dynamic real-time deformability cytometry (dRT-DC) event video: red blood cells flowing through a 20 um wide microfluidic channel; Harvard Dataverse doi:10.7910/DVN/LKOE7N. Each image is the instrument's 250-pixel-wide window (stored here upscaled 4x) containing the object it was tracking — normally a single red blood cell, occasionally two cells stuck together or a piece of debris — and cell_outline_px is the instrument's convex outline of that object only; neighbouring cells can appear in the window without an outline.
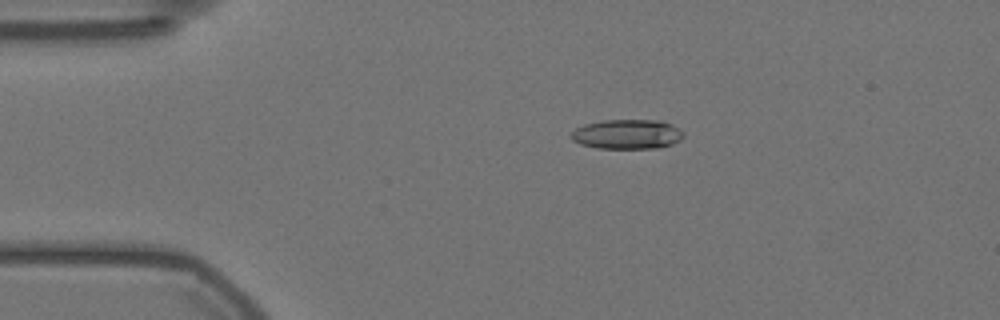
{"species": "Egyptian fruit bat (a non-hibernating species)", "species_latin": "Rousettus aegyptiacus", "temperature_condition": "warm", "stored_images_in_passage": 56, "camera_frame_rate_fps": 3000, "um_per_image_px": 0.085, "animal": {"sex": "female"}, "frame": {"image": 1, "passage_image": 10, "time_ms": 3.0, "image_size_px": [1000, 320], "cell_outline_px": [[684, 136], [680, 140], [672, 144], [656, 148], [596, 148], [580, 144], [572, 140], [568, 136], [576, 128], [584, 124], [604, 120], [660, 120], [672, 124], [684, 132]], "centroid_in_image_um": [53.3, 11.4], "position_along_channel_um": 31.7, "area_um2": 19.54}}
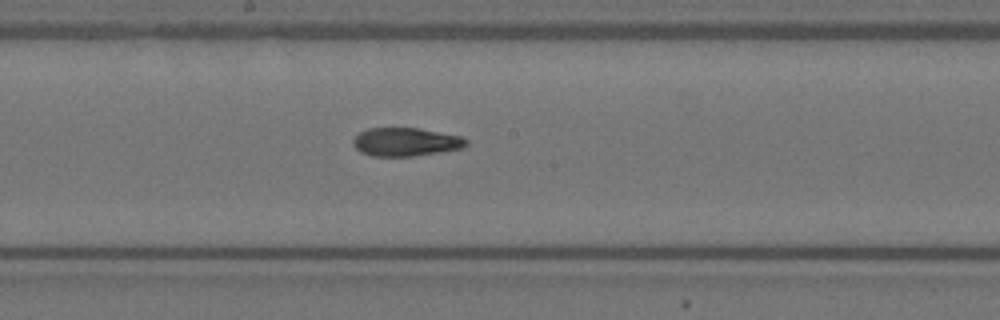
{"frame": {"image": 2, "passage_image": 29, "time_ms": 9.333, "image_size_px": [1000, 320], "cell_outline_px": [[468, 144], [464, 148], [440, 152], [412, 156], [372, 156], [360, 152], [352, 144], [352, 140], [360, 132], [368, 128], [416, 128], [460, 136], [468, 140]], "centroid_in_image_um": [34.48, 12.07], "position_along_channel_um": 213.7, "area_um2": 18.67}}
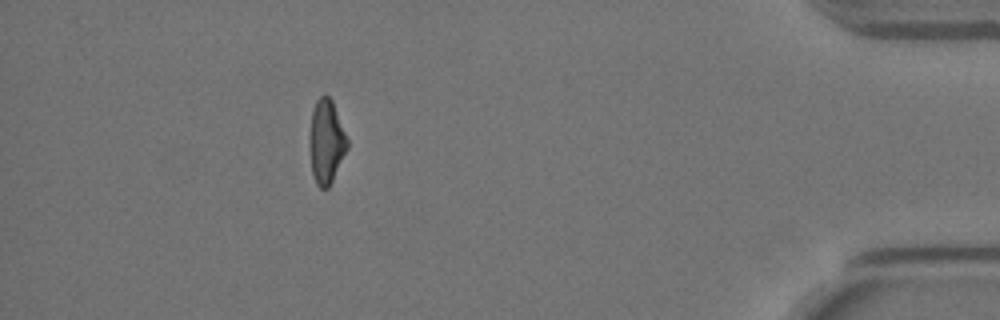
{"frame": {"image": 3, "passage_image": 50, "time_ms": 16.333, "image_size_px": [1000, 320], "cell_outline_px": [[348, 148], [328, 188], [320, 188], [316, 184], [312, 172], [308, 136], [312, 112], [316, 100], [324, 92], [332, 100], [348, 140]], "centroid_in_image_um": [27.71, 12.01], "position_along_channel_um": 407.5, "area_um2": 18.5}, "authors_computed_cell_mechanics": {"area_um2": 19.3052, "velocity_mm_per_s": 3.5567, "shape_relaxation_time_tau1_ms": null, "shape_relaxation_time_tau2_ms": 2.9476, "deformation_change_tau1": null, "deformation_change_tau2": 0.1041}}